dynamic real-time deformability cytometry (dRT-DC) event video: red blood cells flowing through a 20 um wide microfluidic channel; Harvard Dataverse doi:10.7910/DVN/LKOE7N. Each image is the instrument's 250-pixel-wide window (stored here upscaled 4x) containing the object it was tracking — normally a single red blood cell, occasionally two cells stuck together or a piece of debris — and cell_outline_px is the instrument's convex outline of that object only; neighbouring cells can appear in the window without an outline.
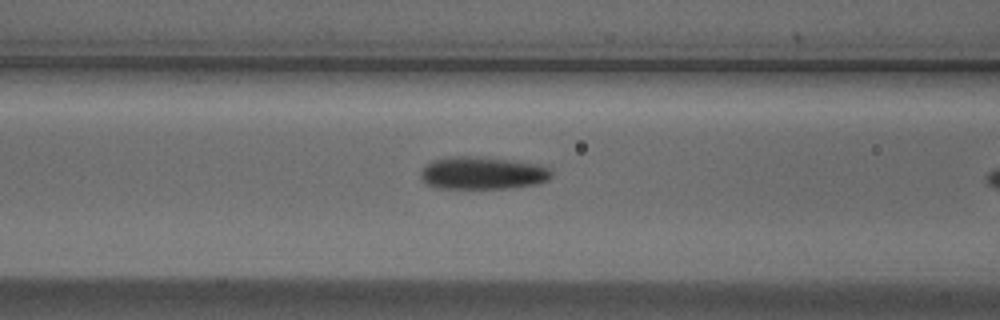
{"species": "Egyptian fruit bat (a non-hibernating species)", "species_latin": "Rousettus aegyptiacus", "temperature_condition": "cold", "stored_images_in_passage": 10, "camera_frame_rate_fps": 3000, "um_per_image_px": 0.085, "animal": {"sex": "male"}, "frame": {"image": 1, "passage_image": 9, "time_ms": 2.667, "image_size_px": [1000, 320], "cell_outline_px": [[552, 176], [548, 180], [536, 184], [512, 188], [436, 188], [424, 184], [420, 180], [420, 172], [432, 160], [452, 156], [476, 156], [548, 164], [552, 172]], "centroid_in_image_um": [41.06, 14.7], "position_along_channel_um": 125.5, "area_um2": 25.43}}